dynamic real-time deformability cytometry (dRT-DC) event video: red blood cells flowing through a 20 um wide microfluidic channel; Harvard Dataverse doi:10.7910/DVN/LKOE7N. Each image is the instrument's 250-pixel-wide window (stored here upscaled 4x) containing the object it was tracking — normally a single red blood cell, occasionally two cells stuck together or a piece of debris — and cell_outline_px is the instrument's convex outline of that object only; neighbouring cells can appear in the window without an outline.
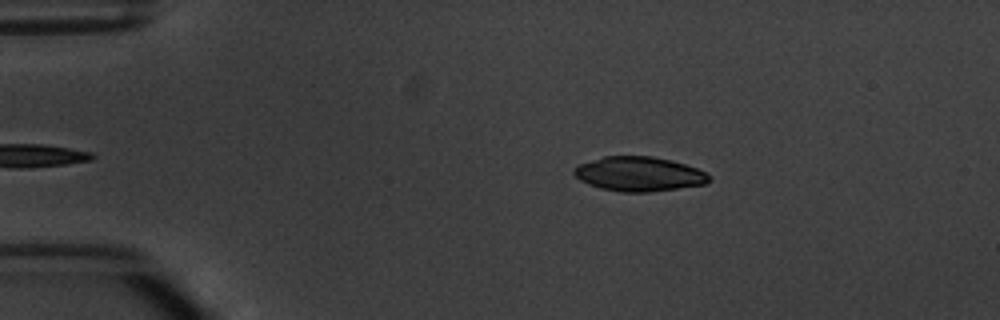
{"species": "common noctule bat (a hibernating species)", "species_latin": "Nyctalus noctula", "temperature_condition": "warm", "stored_images_in_passage": 3, "camera_frame_rate_fps": 3000, "um_per_image_px": 0.085, "animal": {"sex": "male", "body_mass_g": 20.1, "forearm_length_mm": 53.5}, "frame": {"image": 1, "passage_image": 1, "time_ms": 0.0, "image_size_px": [1000, 320], "cell_outline_px": [[712, 180], [704, 184], [648, 192], [620, 192], [600, 188], [588, 184], [580, 180], [572, 172], [572, 168], [580, 164], [604, 156], [652, 156], [672, 160], [696, 168], [712, 176]], "centroid_in_image_um": [54.3, 14.79], "position_along_channel_um": 30.7, "area_um2": 27.11}}
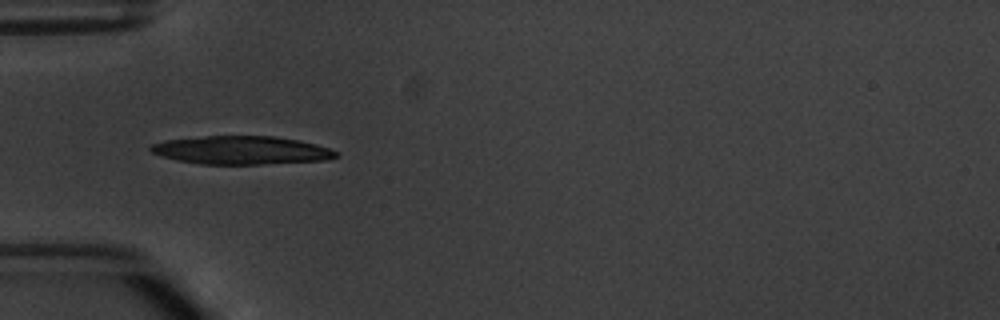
{"frame": {"image": 2, "passage_image": 3, "time_ms": 2.333, "image_size_px": [1000, 320], "cell_outline_px": [[340, 156], [324, 160], [260, 164], [200, 164], [176, 160], [152, 152], [148, 148], [152, 144], [164, 140], [204, 136], [276, 136], [300, 140], [316, 144], [340, 152]], "centroid_in_image_um": [20.54, 12.76], "position_along_channel_um": 64.5, "area_um2": 30.58}}